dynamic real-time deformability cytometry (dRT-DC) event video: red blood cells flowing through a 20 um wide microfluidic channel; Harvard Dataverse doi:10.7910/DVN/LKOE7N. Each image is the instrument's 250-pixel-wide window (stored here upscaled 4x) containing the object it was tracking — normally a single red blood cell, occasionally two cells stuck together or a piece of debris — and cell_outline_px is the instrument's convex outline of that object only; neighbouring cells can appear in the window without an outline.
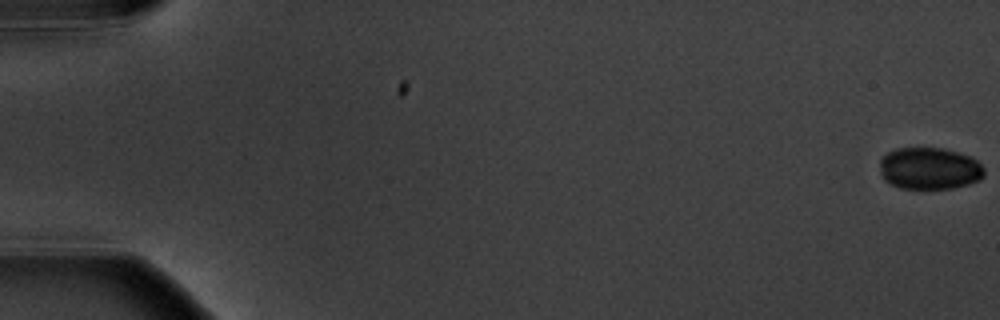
{"species": "common noctule bat (a hibernating species)", "species_latin": "Nyctalus noctula", "temperature_condition": "warm", "stored_images_in_passage": 6, "camera_frame_rate_fps": 3000, "um_per_image_px": 0.085, "animal": {"sex": "male", "body_mass_g": 20.1, "forearm_length_mm": 53.5}, "frame": {"image": 1, "passage_image": 1, "time_ms": 0.0, "image_size_px": [1000, 320], "cell_outline_px": [[984, 176], [980, 180], [968, 184], [952, 188], [900, 188], [884, 180], [880, 172], [880, 160], [888, 152], [896, 148], [944, 148], [960, 152], [972, 156], [984, 168]], "centroid_in_image_um": [79.02, 14.31], "position_along_channel_um": 6.0, "area_um2": 25.66}}
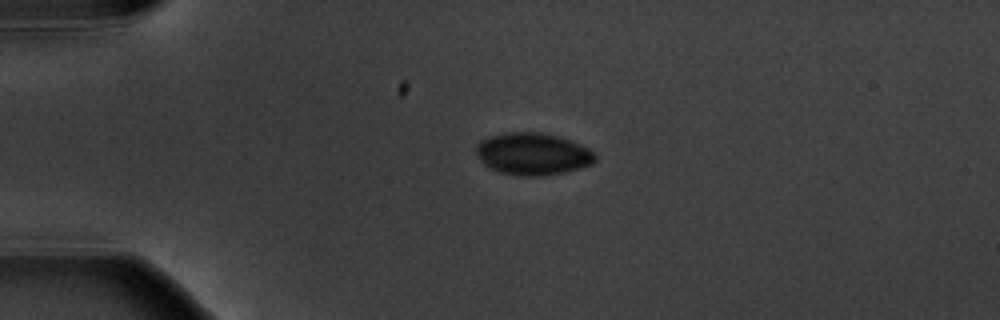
{"frame": {"image": 2, "passage_image": 5, "time_ms": 4.667, "image_size_px": [1000, 320], "cell_outline_px": [[596, 160], [592, 164], [580, 168], [564, 172], [536, 176], [524, 176], [500, 172], [488, 168], [476, 156], [476, 144], [480, 140], [492, 136], [508, 132], [540, 132], [556, 136], [580, 144], [596, 152]], "centroid_in_image_um": [45.28, 13.08], "position_along_channel_um": 39.7, "area_um2": 29.19}}